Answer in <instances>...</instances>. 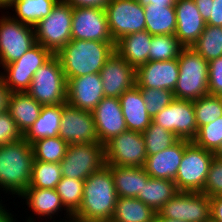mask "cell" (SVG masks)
Instances as JSON below:
<instances>
[{
	"label": "cell",
	"instance_id": "836d02e7",
	"mask_svg": "<svg viewBox=\"0 0 222 222\" xmlns=\"http://www.w3.org/2000/svg\"><path fill=\"white\" fill-rule=\"evenodd\" d=\"M34 160L48 163H60L64 158L68 144L59 136L42 138L32 144Z\"/></svg>",
	"mask_w": 222,
	"mask_h": 222
},
{
	"label": "cell",
	"instance_id": "484cf974",
	"mask_svg": "<svg viewBox=\"0 0 222 222\" xmlns=\"http://www.w3.org/2000/svg\"><path fill=\"white\" fill-rule=\"evenodd\" d=\"M113 176L118 197L137 198L150 179L144 167L107 166Z\"/></svg>",
	"mask_w": 222,
	"mask_h": 222
},
{
	"label": "cell",
	"instance_id": "ab89813d",
	"mask_svg": "<svg viewBox=\"0 0 222 222\" xmlns=\"http://www.w3.org/2000/svg\"><path fill=\"white\" fill-rule=\"evenodd\" d=\"M192 141L205 150L215 152L222 142V116L212 123L201 126Z\"/></svg>",
	"mask_w": 222,
	"mask_h": 222
},
{
	"label": "cell",
	"instance_id": "11a10c76",
	"mask_svg": "<svg viewBox=\"0 0 222 222\" xmlns=\"http://www.w3.org/2000/svg\"><path fill=\"white\" fill-rule=\"evenodd\" d=\"M14 0H1V10H5V8L10 5Z\"/></svg>",
	"mask_w": 222,
	"mask_h": 222
},
{
	"label": "cell",
	"instance_id": "6f0895ef",
	"mask_svg": "<svg viewBox=\"0 0 222 222\" xmlns=\"http://www.w3.org/2000/svg\"><path fill=\"white\" fill-rule=\"evenodd\" d=\"M207 222H216V221H214V220H212V219L210 218Z\"/></svg>",
	"mask_w": 222,
	"mask_h": 222
},
{
	"label": "cell",
	"instance_id": "9c48e42d",
	"mask_svg": "<svg viewBox=\"0 0 222 222\" xmlns=\"http://www.w3.org/2000/svg\"><path fill=\"white\" fill-rule=\"evenodd\" d=\"M105 165V145L101 143L70 144L60 162L62 177L84 181Z\"/></svg>",
	"mask_w": 222,
	"mask_h": 222
},
{
	"label": "cell",
	"instance_id": "6da1fadb",
	"mask_svg": "<svg viewBox=\"0 0 222 222\" xmlns=\"http://www.w3.org/2000/svg\"><path fill=\"white\" fill-rule=\"evenodd\" d=\"M117 198L112 173L105 165L84 181L82 203L73 217L80 221H111Z\"/></svg>",
	"mask_w": 222,
	"mask_h": 222
},
{
	"label": "cell",
	"instance_id": "83f0119b",
	"mask_svg": "<svg viewBox=\"0 0 222 222\" xmlns=\"http://www.w3.org/2000/svg\"><path fill=\"white\" fill-rule=\"evenodd\" d=\"M63 104L42 106L38 119L23 134L30 144L42 138L59 136Z\"/></svg>",
	"mask_w": 222,
	"mask_h": 222
},
{
	"label": "cell",
	"instance_id": "d590c367",
	"mask_svg": "<svg viewBox=\"0 0 222 222\" xmlns=\"http://www.w3.org/2000/svg\"><path fill=\"white\" fill-rule=\"evenodd\" d=\"M55 190L65 209L73 216L82 203L84 180L62 177Z\"/></svg>",
	"mask_w": 222,
	"mask_h": 222
},
{
	"label": "cell",
	"instance_id": "f1b7e54d",
	"mask_svg": "<svg viewBox=\"0 0 222 222\" xmlns=\"http://www.w3.org/2000/svg\"><path fill=\"white\" fill-rule=\"evenodd\" d=\"M59 0H14L5 10L15 11L9 14L14 20L21 23L35 25L44 17H47Z\"/></svg>",
	"mask_w": 222,
	"mask_h": 222
},
{
	"label": "cell",
	"instance_id": "d6986e66",
	"mask_svg": "<svg viewBox=\"0 0 222 222\" xmlns=\"http://www.w3.org/2000/svg\"><path fill=\"white\" fill-rule=\"evenodd\" d=\"M92 114L98 140L103 145L127 130L119 98L104 97Z\"/></svg>",
	"mask_w": 222,
	"mask_h": 222
},
{
	"label": "cell",
	"instance_id": "277c9868",
	"mask_svg": "<svg viewBox=\"0 0 222 222\" xmlns=\"http://www.w3.org/2000/svg\"><path fill=\"white\" fill-rule=\"evenodd\" d=\"M177 60L179 77L173 90L174 98L195 101L209 95L208 62L191 47H184Z\"/></svg>",
	"mask_w": 222,
	"mask_h": 222
},
{
	"label": "cell",
	"instance_id": "ac0fdd59",
	"mask_svg": "<svg viewBox=\"0 0 222 222\" xmlns=\"http://www.w3.org/2000/svg\"><path fill=\"white\" fill-rule=\"evenodd\" d=\"M105 97L100 73H91L67 80L69 106L92 112Z\"/></svg>",
	"mask_w": 222,
	"mask_h": 222
},
{
	"label": "cell",
	"instance_id": "3957f363",
	"mask_svg": "<svg viewBox=\"0 0 222 222\" xmlns=\"http://www.w3.org/2000/svg\"><path fill=\"white\" fill-rule=\"evenodd\" d=\"M114 52V42L71 40L56 56L68 80L91 73H100L106 60Z\"/></svg>",
	"mask_w": 222,
	"mask_h": 222
},
{
	"label": "cell",
	"instance_id": "7c38bea8",
	"mask_svg": "<svg viewBox=\"0 0 222 222\" xmlns=\"http://www.w3.org/2000/svg\"><path fill=\"white\" fill-rule=\"evenodd\" d=\"M105 10L114 43L125 35L145 30L144 6L137 0H110Z\"/></svg>",
	"mask_w": 222,
	"mask_h": 222
},
{
	"label": "cell",
	"instance_id": "74e56055",
	"mask_svg": "<svg viewBox=\"0 0 222 222\" xmlns=\"http://www.w3.org/2000/svg\"><path fill=\"white\" fill-rule=\"evenodd\" d=\"M142 134L145 141L147 155L157 154L179 140L174 133L162 128L153 121H151L150 125Z\"/></svg>",
	"mask_w": 222,
	"mask_h": 222
},
{
	"label": "cell",
	"instance_id": "5b68a950",
	"mask_svg": "<svg viewBox=\"0 0 222 222\" xmlns=\"http://www.w3.org/2000/svg\"><path fill=\"white\" fill-rule=\"evenodd\" d=\"M27 93L42 106L66 103L67 80L56 55L36 70Z\"/></svg>",
	"mask_w": 222,
	"mask_h": 222
},
{
	"label": "cell",
	"instance_id": "e0dca14e",
	"mask_svg": "<svg viewBox=\"0 0 222 222\" xmlns=\"http://www.w3.org/2000/svg\"><path fill=\"white\" fill-rule=\"evenodd\" d=\"M100 75L105 97L119 98L136 85V69L116 51L106 60Z\"/></svg>",
	"mask_w": 222,
	"mask_h": 222
},
{
	"label": "cell",
	"instance_id": "8992f818",
	"mask_svg": "<svg viewBox=\"0 0 222 222\" xmlns=\"http://www.w3.org/2000/svg\"><path fill=\"white\" fill-rule=\"evenodd\" d=\"M72 17L73 7L59 0L51 13L35 25L36 43L56 55L72 40Z\"/></svg>",
	"mask_w": 222,
	"mask_h": 222
},
{
	"label": "cell",
	"instance_id": "f907efd6",
	"mask_svg": "<svg viewBox=\"0 0 222 222\" xmlns=\"http://www.w3.org/2000/svg\"><path fill=\"white\" fill-rule=\"evenodd\" d=\"M142 6L153 4L163 6H174L177 0H137Z\"/></svg>",
	"mask_w": 222,
	"mask_h": 222
},
{
	"label": "cell",
	"instance_id": "7a4b0ae2",
	"mask_svg": "<svg viewBox=\"0 0 222 222\" xmlns=\"http://www.w3.org/2000/svg\"><path fill=\"white\" fill-rule=\"evenodd\" d=\"M33 162L32 146L24 138L0 146V190L19 197L31 183Z\"/></svg>",
	"mask_w": 222,
	"mask_h": 222
},
{
	"label": "cell",
	"instance_id": "4316f807",
	"mask_svg": "<svg viewBox=\"0 0 222 222\" xmlns=\"http://www.w3.org/2000/svg\"><path fill=\"white\" fill-rule=\"evenodd\" d=\"M42 105L27 92H12L8 112L24 134L38 119Z\"/></svg>",
	"mask_w": 222,
	"mask_h": 222
},
{
	"label": "cell",
	"instance_id": "c3c4849f",
	"mask_svg": "<svg viewBox=\"0 0 222 222\" xmlns=\"http://www.w3.org/2000/svg\"><path fill=\"white\" fill-rule=\"evenodd\" d=\"M11 93L12 91L6 86V83L0 78V114L8 111Z\"/></svg>",
	"mask_w": 222,
	"mask_h": 222
},
{
	"label": "cell",
	"instance_id": "d4e9b609",
	"mask_svg": "<svg viewBox=\"0 0 222 222\" xmlns=\"http://www.w3.org/2000/svg\"><path fill=\"white\" fill-rule=\"evenodd\" d=\"M152 35L146 30L123 36L115 43V51L135 69L149 61Z\"/></svg>",
	"mask_w": 222,
	"mask_h": 222
},
{
	"label": "cell",
	"instance_id": "f35d334b",
	"mask_svg": "<svg viewBox=\"0 0 222 222\" xmlns=\"http://www.w3.org/2000/svg\"><path fill=\"white\" fill-rule=\"evenodd\" d=\"M198 129L212 123L222 116V99L220 96L206 95L193 101Z\"/></svg>",
	"mask_w": 222,
	"mask_h": 222
},
{
	"label": "cell",
	"instance_id": "1f68e13d",
	"mask_svg": "<svg viewBox=\"0 0 222 222\" xmlns=\"http://www.w3.org/2000/svg\"><path fill=\"white\" fill-rule=\"evenodd\" d=\"M178 192L179 190L173 180L150 177L146 184L143 185L142 191L137 198L158 212Z\"/></svg>",
	"mask_w": 222,
	"mask_h": 222
},
{
	"label": "cell",
	"instance_id": "52a82bcc",
	"mask_svg": "<svg viewBox=\"0 0 222 222\" xmlns=\"http://www.w3.org/2000/svg\"><path fill=\"white\" fill-rule=\"evenodd\" d=\"M214 152L205 150L191 141L184 150L174 179L179 192H202Z\"/></svg>",
	"mask_w": 222,
	"mask_h": 222
},
{
	"label": "cell",
	"instance_id": "8d00e7d4",
	"mask_svg": "<svg viewBox=\"0 0 222 222\" xmlns=\"http://www.w3.org/2000/svg\"><path fill=\"white\" fill-rule=\"evenodd\" d=\"M183 48L175 35H152L149 61L176 59Z\"/></svg>",
	"mask_w": 222,
	"mask_h": 222
},
{
	"label": "cell",
	"instance_id": "9f6ffc18",
	"mask_svg": "<svg viewBox=\"0 0 222 222\" xmlns=\"http://www.w3.org/2000/svg\"><path fill=\"white\" fill-rule=\"evenodd\" d=\"M81 222H110V221H81Z\"/></svg>",
	"mask_w": 222,
	"mask_h": 222
},
{
	"label": "cell",
	"instance_id": "4fadbf2b",
	"mask_svg": "<svg viewBox=\"0 0 222 222\" xmlns=\"http://www.w3.org/2000/svg\"><path fill=\"white\" fill-rule=\"evenodd\" d=\"M210 197L202 192H178L157 212L161 217L185 222H207L211 218Z\"/></svg>",
	"mask_w": 222,
	"mask_h": 222
},
{
	"label": "cell",
	"instance_id": "7bdbcfd3",
	"mask_svg": "<svg viewBox=\"0 0 222 222\" xmlns=\"http://www.w3.org/2000/svg\"><path fill=\"white\" fill-rule=\"evenodd\" d=\"M202 193L209 197L222 194V159L214 157Z\"/></svg>",
	"mask_w": 222,
	"mask_h": 222
},
{
	"label": "cell",
	"instance_id": "30bf717a",
	"mask_svg": "<svg viewBox=\"0 0 222 222\" xmlns=\"http://www.w3.org/2000/svg\"><path fill=\"white\" fill-rule=\"evenodd\" d=\"M52 56L49 50L36 43L18 60L4 66L0 71V78L12 92H27L36 70Z\"/></svg>",
	"mask_w": 222,
	"mask_h": 222
},
{
	"label": "cell",
	"instance_id": "681fc988",
	"mask_svg": "<svg viewBox=\"0 0 222 222\" xmlns=\"http://www.w3.org/2000/svg\"><path fill=\"white\" fill-rule=\"evenodd\" d=\"M0 198H2L1 195H0ZM2 201L3 200L0 199V222H18V221H16L17 218L15 217L17 215H14L12 212H10L9 207H8V210H7L6 205L3 204Z\"/></svg>",
	"mask_w": 222,
	"mask_h": 222
},
{
	"label": "cell",
	"instance_id": "f546056e",
	"mask_svg": "<svg viewBox=\"0 0 222 222\" xmlns=\"http://www.w3.org/2000/svg\"><path fill=\"white\" fill-rule=\"evenodd\" d=\"M145 30L151 35H175L177 18L174 6L148 4L144 6Z\"/></svg>",
	"mask_w": 222,
	"mask_h": 222
},
{
	"label": "cell",
	"instance_id": "9a60e30c",
	"mask_svg": "<svg viewBox=\"0 0 222 222\" xmlns=\"http://www.w3.org/2000/svg\"><path fill=\"white\" fill-rule=\"evenodd\" d=\"M71 36L72 40L114 42L106 10L94 7L73 8Z\"/></svg>",
	"mask_w": 222,
	"mask_h": 222
},
{
	"label": "cell",
	"instance_id": "8fae6325",
	"mask_svg": "<svg viewBox=\"0 0 222 222\" xmlns=\"http://www.w3.org/2000/svg\"><path fill=\"white\" fill-rule=\"evenodd\" d=\"M147 158L143 134L126 130L105 144L106 166L143 167Z\"/></svg>",
	"mask_w": 222,
	"mask_h": 222
},
{
	"label": "cell",
	"instance_id": "7dc6e473",
	"mask_svg": "<svg viewBox=\"0 0 222 222\" xmlns=\"http://www.w3.org/2000/svg\"><path fill=\"white\" fill-rule=\"evenodd\" d=\"M211 201V219L216 222H222V196L216 195L210 197Z\"/></svg>",
	"mask_w": 222,
	"mask_h": 222
},
{
	"label": "cell",
	"instance_id": "ffe728a7",
	"mask_svg": "<svg viewBox=\"0 0 222 222\" xmlns=\"http://www.w3.org/2000/svg\"><path fill=\"white\" fill-rule=\"evenodd\" d=\"M18 198L19 200L21 198L24 199L25 204L30 209V212L32 211L31 214L36 216L34 217L32 215H26L25 222H37L35 218H45V222H47L48 219H50V221H53V216L57 217L60 211L61 214L63 213L62 211H64L65 219L72 217V215L65 209L60 196L57 194L55 189H40L28 187Z\"/></svg>",
	"mask_w": 222,
	"mask_h": 222
},
{
	"label": "cell",
	"instance_id": "60d3db41",
	"mask_svg": "<svg viewBox=\"0 0 222 222\" xmlns=\"http://www.w3.org/2000/svg\"><path fill=\"white\" fill-rule=\"evenodd\" d=\"M147 112L151 118L168 106L175 98L173 91L158 88H140Z\"/></svg>",
	"mask_w": 222,
	"mask_h": 222
},
{
	"label": "cell",
	"instance_id": "cb8c5ba5",
	"mask_svg": "<svg viewBox=\"0 0 222 222\" xmlns=\"http://www.w3.org/2000/svg\"><path fill=\"white\" fill-rule=\"evenodd\" d=\"M127 130L143 133L152 118L147 112L140 88L135 85L119 97Z\"/></svg>",
	"mask_w": 222,
	"mask_h": 222
},
{
	"label": "cell",
	"instance_id": "b9f144b4",
	"mask_svg": "<svg viewBox=\"0 0 222 222\" xmlns=\"http://www.w3.org/2000/svg\"><path fill=\"white\" fill-rule=\"evenodd\" d=\"M201 17L210 26H222V0H194Z\"/></svg>",
	"mask_w": 222,
	"mask_h": 222
},
{
	"label": "cell",
	"instance_id": "ee69618b",
	"mask_svg": "<svg viewBox=\"0 0 222 222\" xmlns=\"http://www.w3.org/2000/svg\"><path fill=\"white\" fill-rule=\"evenodd\" d=\"M23 134L8 111L0 114V146L19 141Z\"/></svg>",
	"mask_w": 222,
	"mask_h": 222
},
{
	"label": "cell",
	"instance_id": "ba28073f",
	"mask_svg": "<svg viewBox=\"0 0 222 222\" xmlns=\"http://www.w3.org/2000/svg\"><path fill=\"white\" fill-rule=\"evenodd\" d=\"M7 14V15H5ZM0 16V67L18 60L36 44L35 29L14 20L9 11Z\"/></svg>",
	"mask_w": 222,
	"mask_h": 222
},
{
	"label": "cell",
	"instance_id": "2e32d148",
	"mask_svg": "<svg viewBox=\"0 0 222 222\" xmlns=\"http://www.w3.org/2000/svg\"><path fill=\"white\" fill-rule=\"evenodd\" d=\"M59 137L70 144L100 143L92 112L63 104Z\"/></svg>",
	"mask_w": 222,
	"mask_h": 222
},
{
	"label": "cell",
	"instance_id": "603a6c76",
	"mask_svg": "<svg viewBox=\"0 0 222 222\" xmlns=\"http://www.w3.org/2000/svg\"><path fill=\"white\" fill-rule=\"evenodd\" d=\"M190 140L179 139L175 144L154 155H147L144 170L152 178L175 179L185 147Z\"/></svg>",
	"mask_w": 222,
	"mask_h": 222
},
{
	"label": "cell",
	"instance_id": "db71d44e",
	"mask_svg": "<svg viewBox=\"0 0 222 222\" xmlns=\"http://www.w3.org/2000/svg\"><path fill=\"white\" fill-rule=\"evenodd\" d=\"M214 157L218 159H222V142L218 149L214 152Z\"/></svg>",
	"mask_w": 222,
	"mask_h": 222
},
{
	"label": "cell",
	"instance_id": "e575fe53",
	"mask_svg": "<svg viewBox=\"0 0 222 222\" xmlns=\"http://www.w3.org/2000/svg\"><path fill=\"white\" fill-rule=\"evenodd\" d=\"M62 179L60 163H48L34 160L29 187L55 189Z\"/></svg>",
	"mask_w": 222,
	"mask_h": 222
},
{
	"label": "cell",
	"instance_id": "7402d4cb",
	"mask_svg": "<svg viewBox=\"0 0 222 222\" xmlns=\"http://www.w3.org/2000/svg\"><path fill=\"white\" fill-rule=\"evenodd\" d=\"M177 25L175 36L184 47H191L206 27L194 0H177L175 5Z\"/></svg>",
	"mask_w": 222,
	"mask_h": 222
},
{
	"label": "cell",
	"instance_id": "44dd1931",
	"mask_svg": "<svg viewBox=\"0 0 222 222\" xmlns=\"http://www.w3.org/2000/svg\"><path fill=\"white\" fill-rule=\"evenodd\" d=\"M179 77L178 60L148 61L136 69L139 88H158L173 91Z\"/></svg>",
	"mask_w": 222,
	"mask_h": 222
},
{
	"label": "cell",
	"instance_id": "f5cc1de1",
	"mask_svg": "<svg viewBox=\"0 0 222 222\" xmlns=\"http://www.w3.org/2000/svg\"><path fill=\"white\" fill-rule=\"evenodd\" d=\"M61 219H62V221H59ZM59 220H54L53 219V221H51V222H81L80 220H78L77 218H75L73 216L68 218V219H64V217H63V218H60ZM48 222H50V221L48 220Z\"/></svg>",
	"mask_w": 222,
	"mask_h": 222
},
{
	"label": "cell",
	"instance_id": "d6a6232c",
	"mask_svg": "<svg viewBox=\"0 0 222 222\" xmlns=\"http://www.w3.org/2000/svg\"><path fill=\"white\" fill-rule=\"evenodd\" d=\"M191 48L207 62L222 57V26L206 25L204 31Z\"/></svg>",
	"mask_w": 222,
	"mask_h": 222
},
{
	"label": "cell",
	"instance_id": "5bb4252c",
	"mask_svg": "<svg viewBox=\"0 0 222 222\" xmlns=\"http://www.w3.org/2000/svg\"><path fill=\"white\" fill-rule=\"evenodd\" d=\"M152 121L174 133L179 139L192 141L198 132L193 101L174 99Z\"/></svg>",
	"mask_w": 222,
	"mask_h": 222
},
{
	"label": "cell",
	"instance_id": "4dcf8cb0",
	"mask_svg": "<svg viewBox=\"0 0 222 222\" xmlns=\"http://www.w3.org/2000/svg\"><path fill=\"white\" fill-rule=\"evenodd\" d=\"M156 214L138 198L118 197L110 222H153Z\"/></svg>",
	"mask_w": 222,
	"mask_h": 222
},
{
	"label": "cell",
	"instance_id": "f6af8a7d",
	"mask_svg": "<svg viewBox=\"0 0 222 222\" xmlns=\"http://www.w3.org/2000/svg\"><path fill=\"white\" fill-rule=\"evenodd\" d=\"M208 92L209 95H222V57L208 62Z\"/></svg>",
	"mask_w": 222,
	"mask_h": 222
},
{
	"label": "cell",
	"instance_id": "816d5d0a",
	"mask_svg": "<svg viewBox=\"0 0 222 222\" xmlns=\"http://www.w3.org/2000/svg\"><path fill=\"white\" fill-rule=\"evenodd\" d=\"M153 222H185V221L171 220V219H167L156 214Z\"/></svg>",
	"mask_w": 222,
	"mask_h": 222
},
{
	"label": "cell",
	"instance_id": "bcb514c9",
	"mask_svg": "<svg viewBox=\"0 0 222 222\" xmlns=\"http://www.w3.org/2000/svg\"><path fill=\"white\" fill-rule=\"evenodd\" d=\"M68 5H71L73 8L77 7H94L106 9L110 0H63Z\"/></svg>",
	"mask_w": 222,
	"mask_h": 222
}]
</instances>
